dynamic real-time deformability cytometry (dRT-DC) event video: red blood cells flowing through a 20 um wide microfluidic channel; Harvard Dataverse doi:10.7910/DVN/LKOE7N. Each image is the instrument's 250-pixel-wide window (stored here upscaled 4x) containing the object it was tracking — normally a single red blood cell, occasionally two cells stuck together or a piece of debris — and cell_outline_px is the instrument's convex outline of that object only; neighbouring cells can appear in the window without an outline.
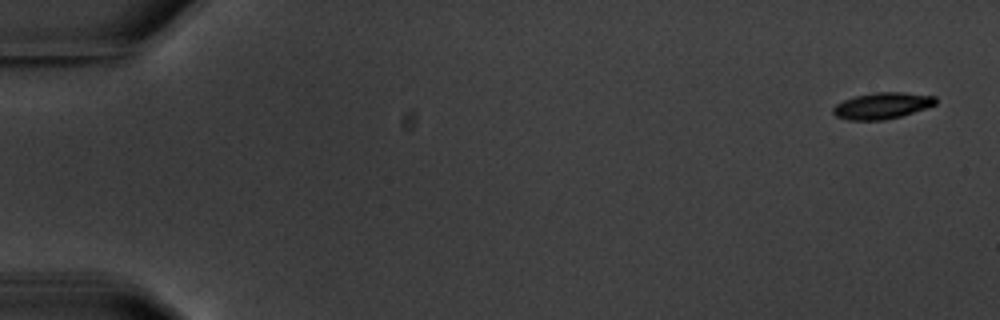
{"species": "common noctule bat (a hibernating species)", "species_latin": "Nyctalus noctula", "temperature_condition": "warm", "stored_images_in_passage": 7, "camera_frame_rate_fps": 3000, "um_per_image_px": 0.085, "animal": {"sex": "male", "body_mass_g": 20.1, "forearm_length_mm": 53.5}, "frame": {"image": 1, "passage_image": 1, "time_ms": 0.0, "image_size_px": [1000, 320], "cell_outline_px": [[936, 104], [900, 116], [884, 120], [848, 120], [836, 116], [832, 112], [832, 108], [836, 104], [844, 100], [856, 96], [872, 92], [904, 92], [936, 96]], "centroid_in_image_um": [74.96, 8.98], "position_along_channel_um": 10.0, "area_um2": 15.66}}
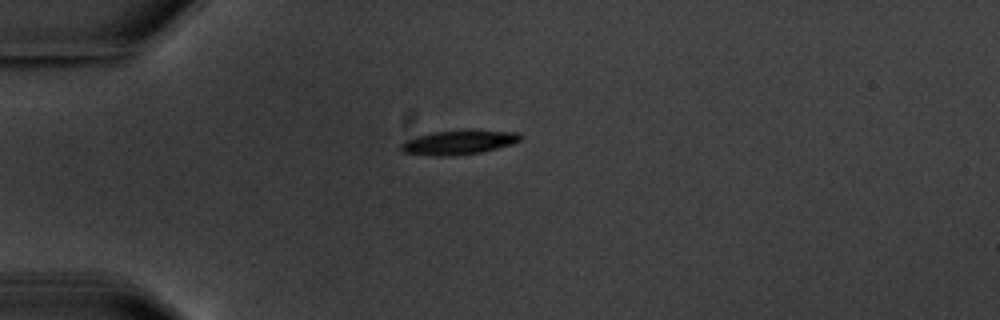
{"frame": {"image": 2, "passage_image": 5, "time_ms": 4.667, "image_size_px": [1000, 320], "cell_outline_px": [[520, 140], [512, 144], [484, 152], [452, 156], [436, 156], [404, 152], [400, 148], [400, 144], [404, 140], [416, 136], [432, 132], [472, 128], [520, 132]], "centroid_in_image_um": [39.03, 12.07], "position_along_channel_um": 46.0, "area_um2": 17.51}}